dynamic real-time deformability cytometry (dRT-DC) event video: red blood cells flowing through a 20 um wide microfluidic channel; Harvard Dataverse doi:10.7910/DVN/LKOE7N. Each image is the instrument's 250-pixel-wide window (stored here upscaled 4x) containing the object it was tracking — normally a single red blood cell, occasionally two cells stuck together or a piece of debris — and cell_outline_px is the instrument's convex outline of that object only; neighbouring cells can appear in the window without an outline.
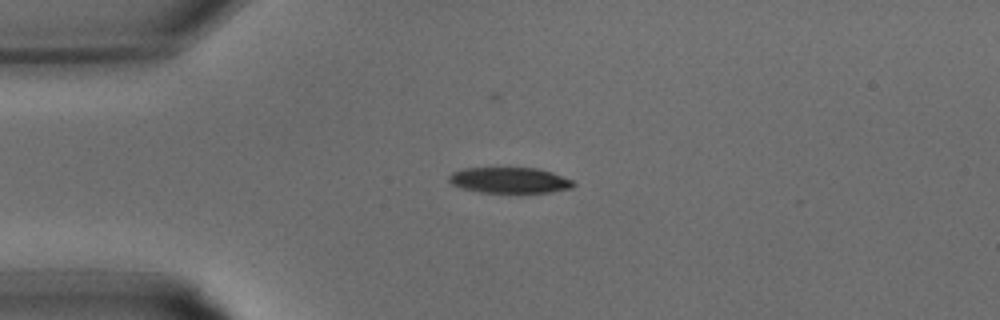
{"species": "common noctule bat (a hibernating species)", "species_latin": "Nyctalus noctula", "temperature_condition": "warm", "stored_images_in_passage": 26, "camera_frame_rate_fps": 3000, "um_per_image_px": 0.085, "animal": {"sex": "male", "body_mass_g": 15.6}, "frame": {"image": 1, "passage_image": 1, "time_ms": 0.0, "image_size_px": [1000, 320], "cell_outline_px": [[576, 184], [572, 188], [552, 192], [480, 192], [464, 188], [452, 184], [448, 180], [448, 176], [452, 172], [464, 168], [536, 168], [552, 172], [572, 180]], "centroid_in_image_um": [43.33, 15.31], "position_along_channel_um": 41.7, "area_um2": 18.55}}
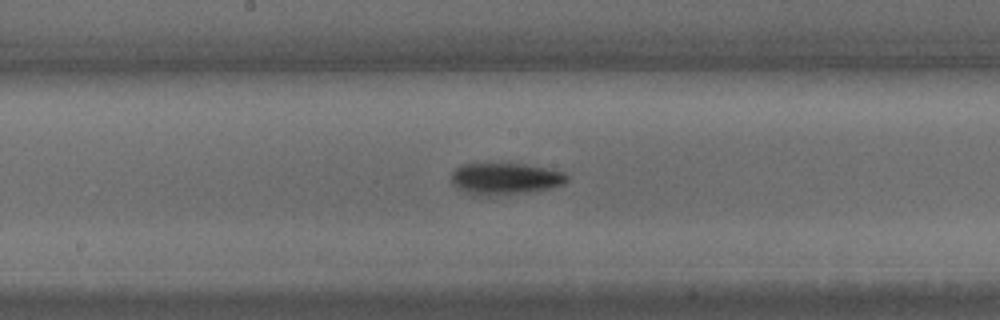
{"frame": {"image": 2, "passage_image": 10, "time_ms": 3.0, "image_size_px": [1000, 320], "cell_outline_px": [[568, 180], [564, 184], [552, 188], [496, 196], [472, 196], [456, 188], [452, 184], [452, 172], [460, 164], [524, 164], [548, 168], [564, 172], [568, 176]], "centroid_in_image_um": [42.92, 15.21], "position_along_channel_um": 205.3, "area_um2": 21.62}}
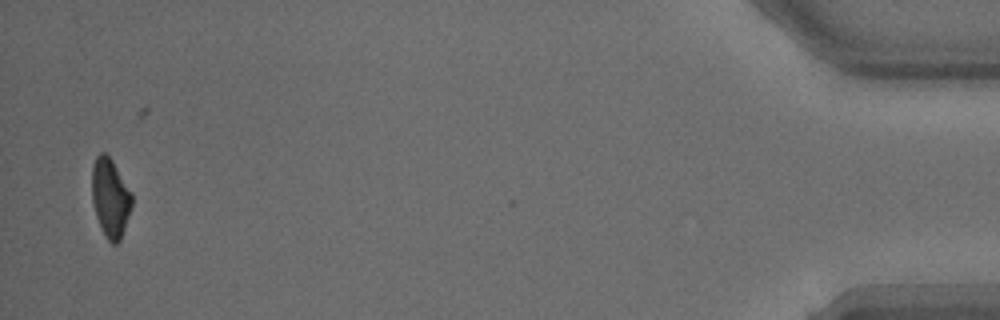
{"frame": {"image": 3, "passage_image": 25, "time_ms": 8.0, "image_size_px": [1000, 320], "cell_outline_px": [[132, 208], [120, 240], [116, 244], [112, 244], [108, 240], [96, 216], [92, 200], [92, 164], [96, 156], [100, 152], [104, 152], [112, 160], [132, 192]], "centroid_in_image_um": [9.38, 16.79], "position_along_channel_um": 425.8, "area_um2": 18.32}}